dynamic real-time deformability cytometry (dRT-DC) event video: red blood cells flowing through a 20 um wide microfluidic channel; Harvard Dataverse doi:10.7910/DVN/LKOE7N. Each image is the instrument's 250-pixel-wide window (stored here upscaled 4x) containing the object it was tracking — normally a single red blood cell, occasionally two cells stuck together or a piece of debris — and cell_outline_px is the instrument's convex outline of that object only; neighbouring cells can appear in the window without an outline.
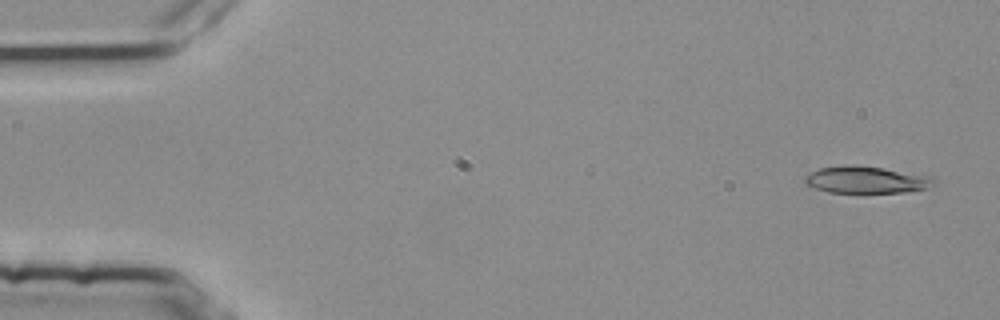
{"species": "common noctule bat (a hibernating species)", "species_latin": "Nyctalus noctula", "temperature_condition": "room temperature", "stored_images_in_passage": 4, "camera_frame_rate_fps": 3000, "um_per_image_px": 0.085, "animal": {"sex": "female", "body_mass_g": 25.1}, "frame": {"image": 1, "passage_image": 1, "time_ms": 0.0, "image_size_px": [1000, 320], "cell_outline_px": [[936, 180], [932, 184], [924, 188], [904, 192], [828, 192], [804, 184], [804, 176], [820, 168], [844, 164], [852, 164], [884, 168], [932, 176]], "centroid_in_image_um": [73.58, 15.26], "position_along_channel_um": 11.4, "area_um2": 20.17}}
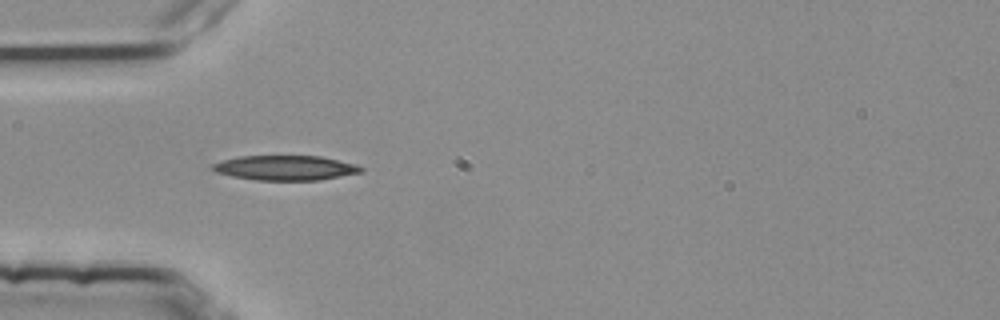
{"frame": {"image": 2, "passage_image": 4, "time_ms": 1.0, "image_size_px": [1000, 320], "cell_outline_px": [[364, 172], [320, 180], [256, 180], [232, 176], [216, 172], [212, 168], [212, 164], [224, 160], [240, 156], [320, 156], [356, 164], [364, 168]], "centroid_in_image_um": [24.3, 14.27], "position_along_channel_um": 60.7, "area_um2": 21.39}}